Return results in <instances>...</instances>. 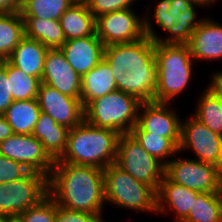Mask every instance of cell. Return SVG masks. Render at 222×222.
Here are the masks:
<instances>
[{"label": "cell", "mask_w": 222, "mask_h": 222, "mask_svg": "<svg viewBox=\"0 0 222 222\" xmlns=\"http://www.w3.org/2000/svg\"><path fill=\"white\" fill-rule=\"evenodd\" d=\"M116 90L113 73L104 59L81 77L80 99L84 108L93 100Z\"/></svg>", "instance_id": "20"}, {"label": "cell", "mask_w": 222, "mask_h": 222, "mask_svg": "<svg viewBox=\"0 0 222 222\" xmlns=\"http://www.w3.org/2000/svg\"><path fill=\"white\" fill-rule=\"evenodd\" d=\"M49 195L58 206L102 217L105 205L103 169L55 161L48 178Z\"/></svg>", "instance_id": "2"}, {"label": "cell", "mask_w": 222, "mask_h": 222, "mask_svg": "<svg viewBox=\"0 0 222 222\" xmlns=\"http://www.w3.org/2000/svg\"><path fill=\"white\" fill-rule=\"evenodd\" d=\"M60 49L70 66L82 77L104 58L105 46L95 34L67 40Z\"/></svg>", "instance_id": "16"}, {"label": "cell", "mask_w": 222, "mask_h": 222, "mask_svg": "<svg viewBox=\"0 0 222 222\" xmlns=\"http://www.w3.org/2000/svg\"><path fill=\"white\" fill-rule=\"evenodd\" d=\"M169 104L155 101L141 102L137 124L131 132H149L163 136L171 139L179 147L182 120L179 119L177 112L168 107Z\"/></svg>", "instance_id": "13"}, {"label": "cell", "mask_w": 222, "mask_h": 222, "mask_svg": "<svg viewBox=\"0 0 222 222\" xmlns=\"http://www.w3.org/2000/svg\"><path fill=\"white\" fill-rule=\"evenodd\" d=\"M48 194V177L35 171H30L22 179L0 184V215L12 222Z\"/></svg>", "instance_id": "8"}, {"label": "cell", "mask_w": 222, "mask_h": 222, "mask_svg": "<svg viewBox=\"0 0 222 222\" xmlns=\"http://www.w3.org/2000/svg\"><path fill=\"white\" fill-rule=\"evenodd\" d=\"M96 35L104 46L140 40L145 37L144 18L132 8L102 14L96 18Z\"/></svg>", "instance_id": "12"}, {"label": "cell", "mask_w": 222, "mask_h": 222, "mask_svg": "<svg viewBox=\"0 0 222 222\" xmlns=\"http://www.w3.org/2000/svg\"><path fill=\"white\" fill-rule=\"evenodd\" d=\"M199 193L172 182L164 175L157 191V213H165L169 207L176 215V221L184 222Z\"/></svg>", "instance_id": "18"}, {"label": "cell", "mask_w": 222, "mask_h": 222, "mask_svg": "<svg viewBox=\"0 0 222 222\" xmlns=\"http://www.w3.org/2000/svg\"><path fill=\"white\" fill-rule=\"evenodd\" d=\"M55 222H104L96 214L85 211H75L56 204Z\"/></svg>", "instance_id": "36"}, {"label": "cell", "mask_w": 222, "mask_h": 222, "mask_svg": "<svg viewBox=\"0 0 222 222\" xmlns=\"http://www.w3.org/2000/svg\"><path fill=\"white\" fill-rule=\"evenodd\" d=\"M7 77L14 101L37 99L41 80L25 74L7 60Z\"/></svg>", "instance_id": "28"}, {"label": "cell", "mask_w": 222, "mask_h": 222, "mask_svg": "<svg viewBox=\"0 0 222 222\" xmlns=\"http://www.w3.org/2000/svg\"><path fill=\"white\" fill-rule=\"evenodd\" d=\"M155 44L145 36L134 42L105 46L103 59L113 73L117 90L133 95L140 102L155 101Z\"/></svg>", "instance_id": "1"}, {"label": "cell", "mask_w": 222, "mask_h": 222, "mask_svg": "<svg viewBox=\"0 0 222 222\" xmlns=\"http://www.w3.org/2000/svg\"><path fill=\"white\" fill-rule=\"evenodd\" d=\"M135 0H91L87 5L95 18L98 16L123 9L132 8Z\"/></svg>", "instance_id": "35"}, {"label": "cell", "mask_w": 222, "mask_h": 222, "mask_svg": "<svg viewBox=\"0 0 222 222\" xmlns=\"http://www.w3.org/2000/svg\"><path fill=\"white\" fill-rule=\"evenodd\" d=\"M139 144L153 157L166 165L171 157L179 152V147L169 138L149 132H130ZM166 159V160H165Z\"/></svg>", "instance_id": "30"}, {"label": "cell", "mask_w": 222, "mask_h": 222, "mask_svg": "<svg viewBox=\"0 0 222 222\" xmlns=\"http://www.w3.org/2000/svg\"><path fill=\"white\" fill-rule=\"evenodd\" d=\"M41 82L62 94L80 97L81 77L67 62L61 49H49L45 56Z\"/></svg>", "instance_id": "15"}, {"label": "cell", "mask_w": 222, "mask_h": 222, "mask_svg": "<svg viewBox=\"0 0 222 222\" xmlns=\"http://www.w3.org/2000/svg\"><path fill=\"white\" fill-rule=\"evenodd\" d=\"M7 77V60L0 61V114H3L13 102Z\"/></svg>", "instance_id": "37"}, {"label": "cell", "mask_w": 222, "mask_h": 222, "mask_svg": "<svg viewBox=\"0 0 222 222\" xmlns=\"http://www.w3.org/2000/svg\"><path fill=\"white\" fill-rule=\"evenodd\" d=\"M165 175L172 182L200 193H222V170L196 158H172L165 165Z\"/></svg>", "instance_id": "9"}, {"label": "cell", "mask_w": 222, "mask_h": 222, "mask_svg": "<svg viewBox=\"0 0 222 222\" xmlns=\"http://www.w3.org/2000/svg\"><path fill=\"white\" fill-rule=\"evenodd\" d=\"M56 201L48 194L37 205L26 209L12 222H55Z\"/></svg>", "instance_id": "33"}, {"label": "cell", "mask_w": 222, "mask_h": 222, "mask_svg": "<svg viewBox=\"0 0 222 222\" xmlns=\"http://www.w3.org/2000/svg\"><path fill=\"white\" fill-rule=\"evenodd\" d=\"M211 82L207 86L210 92H212L217 98L222 100V71H216L211 77Z\"/></svg>", "instance_id": "38"}, {"label": "cell", "mask_w": 222, "mask_h": 222, "mask_svg": "<svg viewBox=\"0 0 222 222\" xmlns=\"http://www.w3.org/2000/svg\"><path fill=\"white\" fill-rule=\"evenodd\" d=\"M74 0H29L22 8V17L59 20Z\"/></svg>", "instance_id": "31"}, {"label": "cell", "mask_w": 222, "mask_h": 222, "mask_svg": "<svg viewBox=\"0 0 222 222\" xmlns=\"http://www.w3.org/2000/svg\"><path fill=\"white\" fill-rule=\"evenodd\" d=\"M195 7H204L199 3L194 2L187 11L181 12L179 21L175 23L167 32L170 34L167 38L157 36L153 30L152 22L149 16L145 14L144 18V33L145 36L151 38L154 42L158 43H174V44H187L191 38L195 28L200 24L202 19L197 20V13ZM151 22V23H150ZM170 36V37H169Z\"/></svg>", "instance_id": "21"}, {"label": "cell", "mask_w": 222, "mask_h": 222, "mask_svg": "<svg viewBox=\"0 0 222 222\" xmlns=\"http://www.w3.org/2000/svg\"><path fill=\"white\" fill-rule=\"evenodd\" d=\"M105 202L121 208L157 213V191L115 163L103 169Z\"/></svg>", "instance_id": "5"}, {"label": "cell", "mask_w": 222, "mask_h": 222, "mask_svg": "<svg viewBox=\"0 0 222 222\" xmlns=\"http://www.w3.org/2000/svg\"><path fill=\"white\" fill-rule=\"evenodd\" d=\"M201 95L193 116L212 132L222 136V100L217 98L208 88Z\"/></svg>", "instance_id": "29"}, {"label": "cell", "mask_w": 222, "mask_h": 222, "mask_svg": "<svg viewBox=\"0 0 222 222\" xmlns=\"http://www.w3.org/2000/svg\"><path fill=\"white\" fill-rule=\"evenodd\" d=\"M191 149L198 161L222 170V136L212 132L195 116L182 122L179 152Z\"/></svg>", "instance_id": "10"}, {"label": "cell", "mask_w": 222, "mask_h": 222, "mask_svg": "<svg viewBox=\"0 0 222 222\" xmlns=\"http://www.w3.org/2000/svg\"><path fill=\"white\" fill-rule=\"evenodd\" d=\"M59 21L66 41L96 34V18L87 4L73 3Z\"/></svg>", "instance_id": "23"}, {"label": "cell", "mask_w": 222, "mask_h": 222, "mask_svg": "<svg viewBox=\"0 0 222 222\" xmlns=\"http://www.w3.org/2000/svg\"><path fill=\"white\" fill-rule=\"evenodd\" d=\"M140 104L133 95L116 90L90 102L84 108V120L119 134L130 133L137 124Z\"/></svg>", "instance_id": "6"}, {"label": "cell", "mask_w": 222, "mask_h": 222, "mask_svg": "<svg viewBox=\"0 0 222 222\" xmlns=\"http://www.w3.org/2000/svg\"><path fill=\"white\" fill-rule=\"evenodd\" d=\"M48 50L36 39L24 36L7 60L25 74L41 80Z\"/></svg>", "instance_id": "19"}, {"label": "cell", "mask_w": 222, "mask_h": 222, "mask_svg": "<svg viewBox=\"0 0 222 222\" xmlns=\"http://www.w3.org/2000/svg\"><path fill=\"white\" fill-rule=\"evenodd\" d=\"M41 110L37 99L13 101L3 113L13 134H32Z\"/></svg>", "instance_id": "24"}, {"label": "cell", "mask_w": 222, "mask_h": 222, "mask_svg": "<svg viewBox=\"0 0 222 222\" xmlns=\"http://www.w3.org/2000/svg\"><path fill=\"white\" fill-rule=\"evenodd\" d=\"M0 11L3 13L21 12L20 0H0Z\"/></svg>", "instance_id": "39"}, {"label": "cell", "mask_w": 222, "mask_h": 222, "mask_svg": "<svg viewBox=\"0 0 222 222\" xmlns=\"http://www.w3.org/2000/svg\"><path fill=\"white\" fill-rule=\"evenodd\" d=\"M155 102L170 103L190 84L194 59L187 44H155Z\"/></svg>", "instance_id": "4"}, {"label": "cell", "mask_w": 222, "mask_h": 222, "mask_svg": "<svg viewBox=\"0 0 222 222\" xmlns=\"http://www.w3.org/2000/svg\"><path fill=\"white\" fill-rule=\"evenodd\" d=\"M25 36L36 39L48 49H60L66 42L59 20L22 17Z\"/></svg>", "instance_id": "25"}, {"label": "cell", "mask_w": 222, "mask_h": 222, "mask_svg": "<svg viewBox=\"0 0 222 222\" xmlns=\"http://www.w3.org/2000/svg\"><path fill=\"white\" fill-rule=\"evenodd\" d=\"M194 61L222 59V24L202 19L187 43Z\"/></svg>", "instance_id": "17"}, {"label": "cell", "mask_w": 222, "mask_h": 222, "mask_svg": "<svg viewBox=\"0 0 222 222\" xmlns=\"http://www.w3.org/2000/svg\"><path fill=\"white\" fill-rule=\"evenodd\" d=\"M119 135L112 129L96 127L83 120L69 129L66 149L55 161L104 169L115 163Z\"/></svg>", "instance_id": "3"}, {"label": "cell", "mask_w": 222, "mask_h": 222, "mask_svg": "<svg viewBox=\"0 0 222 222\" xmlns=\"http://www.w3.org/2000/svg\"><path fill=\"white\" fill-rule=\"evenodd\" d=\"M29 172L23 164L0 154V184L22 179Z\"/></svg>", "instance_id": "34"}, {"label": "cell", "mask_w": 222, "mask_h": 222, "mask_svg": "<svg viewBox=\"0 0 222 222\" xmlns=\"http://www.w3.org/2000/svg\"><path fill=\"white\" fill-rule=\"evenodd\" d=\"M69 128L55 122L48 114L40 113L32 135L41 141L44 149L54 159H59L67 145Z\"/></svg>", "instance_id": "22"}, {"label": "cell", "mask_w": 222, "mask_h": 222, "mask_svg": "<svg viewBox=\"0 0 222 222\" xmlns=\"http://www.w3.org/2000/svg\"><path fill=\"white\" fill-rule=\"evenodd\" d=\"M91 0H74V3L88 4Z\"/></svg>", "instance_id": "42"}, {"label": "cell", "mask_w": 222, "mask_h": 222, "mask_svg": "<svg viewBox=\"0 0 222 222\" xmlns=\"http://www.w3.org/2000/svg\"><path fill=\"white\" fill-rule=\"evenodd\" d=\"M193 2L199 3L202 6H209L210 4L216 3L217 0H192Z\"/></svg>", "instance_id": "41"}, {"label": "cell", "mask_w": 222, "mask_h": 222, "mask_svg": "<svg viewBox=\"0 0 222 222\" xmlns=\"http://www.w3.org/2000/svg\"><path fill=\"white\" fill-rule=\"evenodd\" d=\"M41 112L48 114L55 122L71 129L84 120V107L80 97H70L55 88L42 83L37 94Z\"/></svg>", "instance_id": "14"}, {"label": "cell", "mask_w": 222, "mask_h": 222, "mask_svg": "<svg viewBox=\"0 0 222 222\" xmlns=\"http://www.w3.org/2000/svg\"><path fill=\"white\" fill-rule=\"evenodd\" d=\"M13 135L11 126L8 124L7 119L0 114V143Z\"/></svg>", "instance_id": "40"}, {"label": "cell", "mask_w": 222, "mask_h": 222, "mask_svg": "<svg viewBox=\"0 0 222 222\" xmlns=\"http://www.w3.org/2000/svg\"><path fill=\"white\" fill-rule=\"evenodd\" d=\"M115 164L156 191L165 175V165L151 156L131 133L119 135Z\"/></svg>", "instance_id": "7"}, {"label": "cell", "mask_w": 222, "mask_h": 222, "mask_svg": "<svg viewBox=\"0 0 222 222\" xmlns=\"http://www.w3.org/2000/svg\"><path fill=\"white\" fill-rule=\"evenodd\" d=\"M0 154L23 164L28 170L51 175L55 160L32 134H13L0 143Z\"/></svg>", "instance_id": "11"}, {"label": "cell", "mask_w": 222, "mask_h": 222, "mask_svg": "<svg viewBox=\"0 0 222 222\" xmlns=\"http://www.w3.org/2000/svg\"><path fill=\"white\" fill-rule=\"evenodd\" d=\"M192 0H160L154 11L155 23L166 32L179 21L181 12L187 11Z\"/></svg>", "instance_id": "32"}, {"label": "cell", "mask_w": 222, "mask_h": 222, "mask_svg": "<svg viewBox=\"0 0 222 222\" xmlns=\"http://www.w3.org/2000/svg\"><path fill=\"white\" fill-rule=\"evenodd\" d=\"M184 222H222V193H199Z\"/></svg>", "instance_id": "27"}, {"label": "cell", "mask_w": 222, "mask_h": 222, "mask_svg": "<svg viewBox=\"0 0 222 222\" xmlns=\"http://www.w3.org/2000/svg\"><path fill=\"white\" fill-rule=\"evenodd\" d=\"M24 36V20L21 13H4L0 17V61L10 57Z\"/></svg>", "instance_id": "26"}, {"label": "cell", "mask_w": 222, "mask_h": 222, "mask_svg": "<svg viewBox=\"0 0 222 222\" xmlns=\"http://www.w3.org/2000/svg\"><path fill=\"white\" fill-rule=\"evenodd\" d=\"M29 0H20L21 8L28 2Z\"/></svg>", "instance_id": "43"}, {"label": "cell", "mask_w": 222, "mask_h": 222, "mask_svg": "<svg viewBox=\"0 0 222 222\" xmlns=\"http://www.w3.org/2000/svg\"><path fill=\"white\" fill-rule=\"evenodd\" d=\"M0 222H8L3 216L0 215Z\"/></svg>", "instance_id": "44"}]
</instances>
